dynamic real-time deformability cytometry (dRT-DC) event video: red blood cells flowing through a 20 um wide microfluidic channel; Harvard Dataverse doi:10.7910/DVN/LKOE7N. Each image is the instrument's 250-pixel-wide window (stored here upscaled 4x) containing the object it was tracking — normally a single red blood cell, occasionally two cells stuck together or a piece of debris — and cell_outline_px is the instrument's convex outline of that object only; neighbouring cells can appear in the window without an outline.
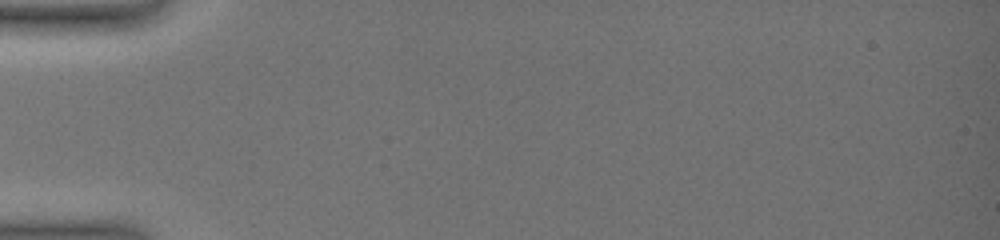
{"species": "common noctule bat (a hibernating species)", "species_latin": "Nyctalus noctula", "temperature_condition": "warm", "stored_images_in_passage": 2, "camera_frame_rate_fps": 3000, "um_per_image_px": 0.085, "animal": {"sex": "female", "body_mass_g": 19.0, "forearm_length_mm": 51.5}, "frame": {"image": 1, "passage_image": 1, "time_ms": 0.0, "image_size_px": [1000, 240], "cell_outline_px": [[204, 180], [200, 184], [192, 188], [156, 168], [152, 164], [152, 148], [164, 136], [188, 124], [192, 124]], "centroid_in_image_um": [15.24, 13.31], "position_along_channel_um": 69.8, "area_um2": 15.49}}